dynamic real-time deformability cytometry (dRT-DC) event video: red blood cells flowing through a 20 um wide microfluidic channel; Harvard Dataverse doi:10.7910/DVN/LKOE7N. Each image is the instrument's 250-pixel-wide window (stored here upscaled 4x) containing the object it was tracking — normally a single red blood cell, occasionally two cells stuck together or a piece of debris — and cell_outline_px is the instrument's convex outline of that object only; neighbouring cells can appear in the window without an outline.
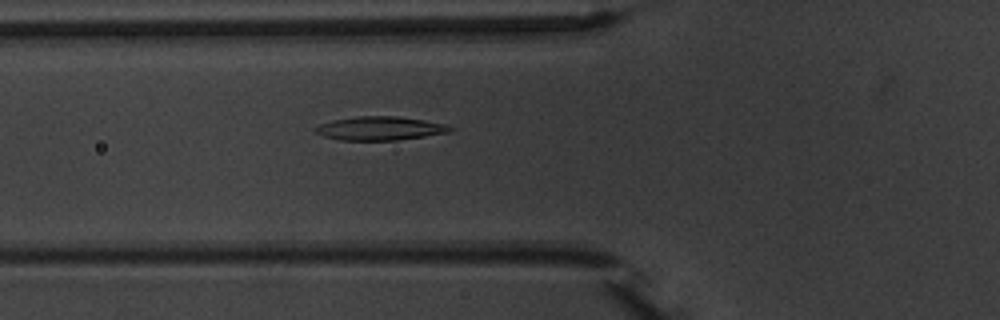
{"species": "common noctule bat (a hibernating species)", "species_latin": "Nyctalus noctula", "temperature_condition": "warm", "stored_images_in_passage": 5, "camera_frame_rate_fps": 3000, "um_per_image_px": 0.085, "animal": {"sex": "male", "body_mass_g": 20.1, "forearm_length_mm": 53.5}, "frame": {"image": 1, "passage_image": 5, "time_ms": 5.667, "image_size_px": [1000, 320], "cell_outline_px": [[452, 128], [448, 132], [424, 136], [396, 140], [340, 140], [324, 136], [316, 132], [316, 128], [320, 124], [332, 120], [360, 116], [396, 116], [424, 120], [444, 124]], "centroid_in_image_um": [32.27, 10.91], "position_along_channel_um": 93.5, "area_um2": 18.21}}